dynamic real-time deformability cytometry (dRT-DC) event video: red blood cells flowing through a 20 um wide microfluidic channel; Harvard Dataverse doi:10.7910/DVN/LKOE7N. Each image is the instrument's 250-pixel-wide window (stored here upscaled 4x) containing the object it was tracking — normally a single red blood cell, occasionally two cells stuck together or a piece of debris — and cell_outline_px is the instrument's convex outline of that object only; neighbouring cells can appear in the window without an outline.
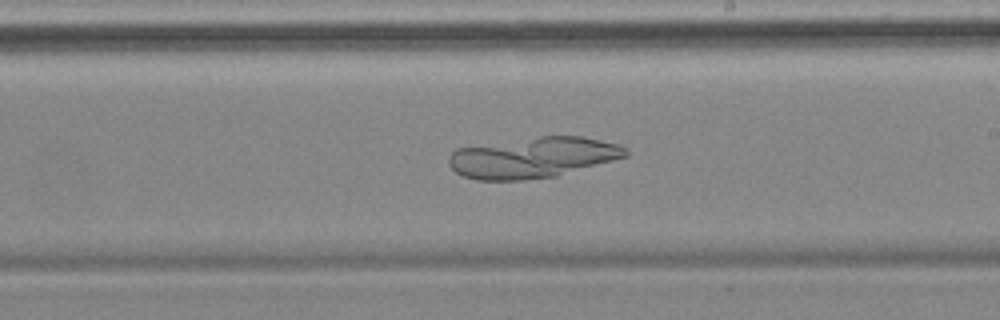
{"species": "common noctule bat (a hibernating species)", "species_latin": "Nyctalus noctula", "temperature_condition": "cold", "stored_images_in_passage": 57, "camera_frame_rate_fps": 3000, "um_per_image_px": 0.085, "animal": {"sex": "female", "body_mass_g": 18.4}, "frame": {"image": 1, "passage_image": 33, "time_ms": 10.667, "image_size_px": [1000, 320], "cell_outline_px": [[628, 156], [556, 176], [524, 180], [476, 180], [464, 176], [456, 172], [448, 164], [448, 156], [456, 148], [540, 136], [584, 136], [620, 144], [628, 148]], "centroid_in_image_um": [45.31, 13.38], "position_along_channel_um": 243.7, "area_um2": 42.08}}